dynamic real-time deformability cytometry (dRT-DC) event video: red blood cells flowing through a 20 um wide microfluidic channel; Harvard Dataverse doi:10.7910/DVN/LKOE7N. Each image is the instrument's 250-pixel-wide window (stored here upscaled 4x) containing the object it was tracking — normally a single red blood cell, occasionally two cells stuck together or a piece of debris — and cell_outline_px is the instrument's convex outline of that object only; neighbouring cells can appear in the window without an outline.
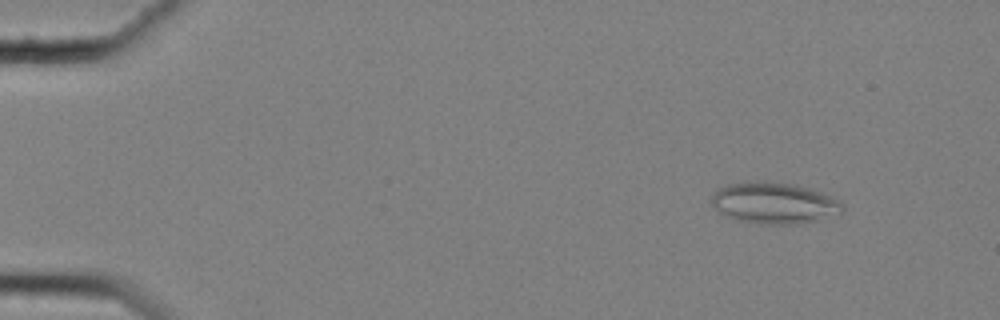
{"species": "common noctule bat (a hibernating species)", "species_latin": "Nyctalus noctula", "temperature_condition": "cold", "stored_images_in_passage": 59, "camera_frame_rate_fps": 3000, "um_per_image_px": 0.085, "animal": {"sex": "female", "body_mass_g": 25.1}, "frame": {"image": 1, "passage_image": 7, "time_ms": 2.0, "image_size_px": [1000, 320], "cell_outline_px": [[844, 208], [840, 212], [820, 220], [800, 224], [760, 224], [736, 220], [720, 212], [708, 200], [720, 188], [728, 184], [792, 184], [812, 188], [832, 196], [844, 204]], "centroid_in_image_um": [65.86, 17.31], "position_along_channel_um": 19.1, "area_um2": 30.81}}
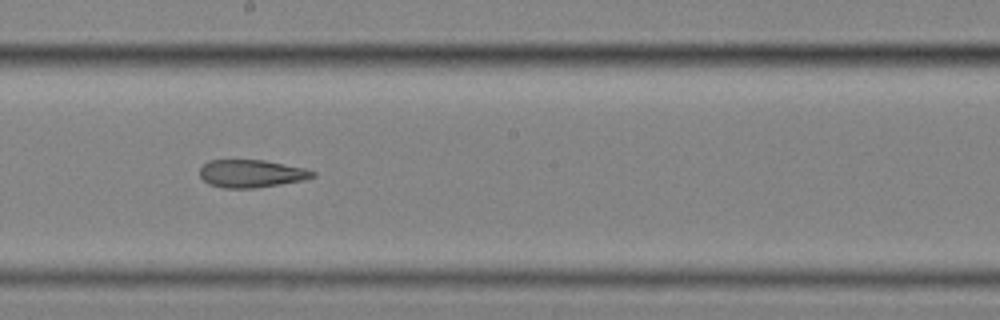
{"frame": {"image": 2, "passage_image": 34, "time_ms": 11.0, "image_size_px": [1000, 320], "cell_outline_px": [[316, 176], [304, 180], [256, 188], [224, 188], [208, 184], [200, 176], [200, 168], [208, 160], [264, 160], [304, 168], [316, 172]], "centroid_in_image_um": [21.36, 14.76], "position_along_channel_um": 226.8, "area_um2": 18.26}}
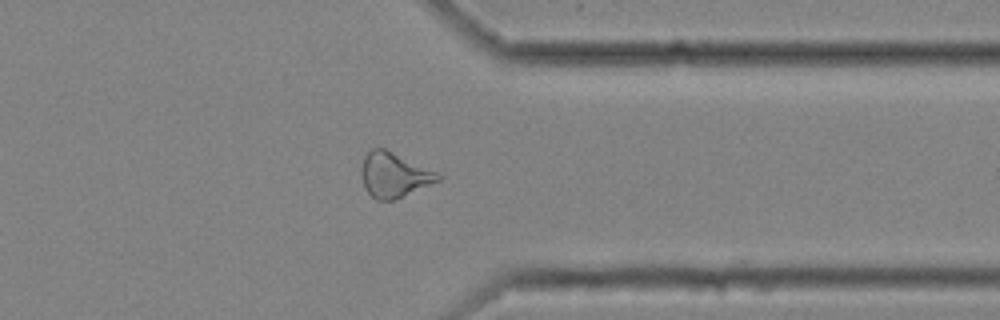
{"frame": {"image": 3, "passage_image": 47, "time_ms": 15.333, "image_size_px": [1000, 320], "cell_outline_px": [[444, 176], [440, 180], [392, 200], [376, 200], [364, 188], [360, 168], [364, 156], [372, 148], [384, 148], [440, 172]], "centroid_in_image_um": [33.5, 14.85], "position_along_channel_um": 377.9, "area_um2": 20.06}, "authors_computed_cell_mechanics": {"area_um2": 22.1374, "velocity_mm_per_s": 3.5265, "shape_relaxation_time_tau1_ms": null, "shape_relaxation_time_tau2_ms": 3.7532, "deformation_change_tau1": null, "deformation_change_tau2": 0.1299}}